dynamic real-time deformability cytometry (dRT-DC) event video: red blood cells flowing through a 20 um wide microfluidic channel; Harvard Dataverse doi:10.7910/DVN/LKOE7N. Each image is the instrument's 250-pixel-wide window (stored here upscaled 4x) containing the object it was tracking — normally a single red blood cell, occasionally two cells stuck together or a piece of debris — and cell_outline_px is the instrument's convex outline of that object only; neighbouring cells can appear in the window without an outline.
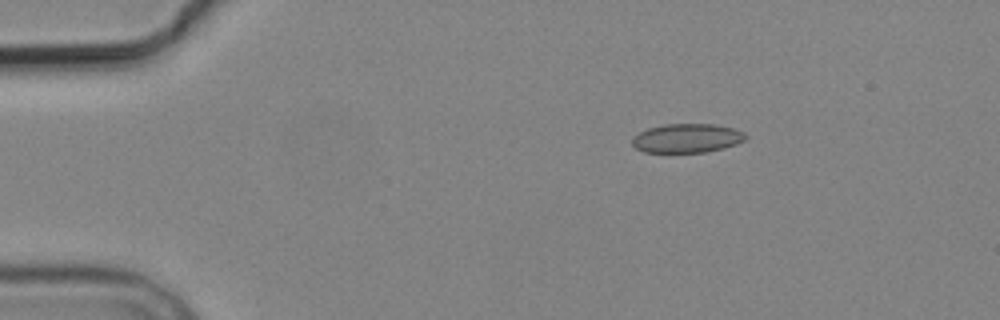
{"species": "common noctule bat (a hibernating species)", "species_latin": "Nyctalus noctula", "temperature_condition": "cold", "stored_images_in_passage": 5, "camera_frame_rate_fps": 3000, "um_per_image_px": 0.085, "animal": {"sex": "male", "body_mass_g": 19.2, "forearm_length_mm": 51.8}, "frame": {"image": 1, "passage_image": 3, "time_ms": 2.667, "image_size_px": [1000, 320], "cell_outline_px": [[748, 136], [744, 140], [736, 144], [724, 148], [704, 152], [644, 152], [636, 148], [632, 144], [632, 136], [648, 128], [664, 124], [716, 124], [732, 128], [744, 132]], "centroid_in_image_um": [58.39, 11.74], "position_along_channel_um": 26.6, "area_um2": 19.19}}